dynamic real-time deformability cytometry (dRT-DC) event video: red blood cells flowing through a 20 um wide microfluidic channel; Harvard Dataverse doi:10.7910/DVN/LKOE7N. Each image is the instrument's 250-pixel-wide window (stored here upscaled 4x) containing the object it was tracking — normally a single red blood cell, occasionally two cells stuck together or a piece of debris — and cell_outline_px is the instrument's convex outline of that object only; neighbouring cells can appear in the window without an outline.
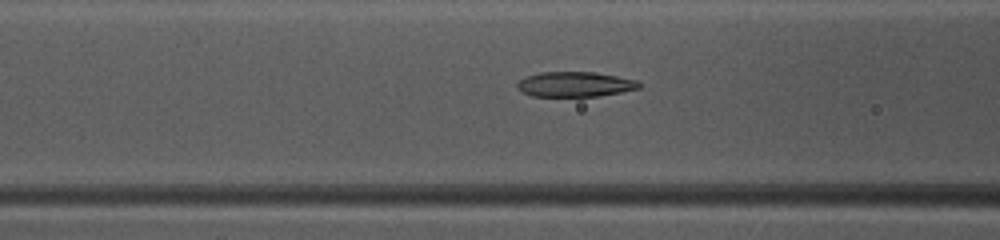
{"species": "common noctule bat (a hibernating species)", "species_latin": "Nyctalus noctula", "temperature_condition": "warm", "stored_images_in_passage": 49, "camera_frame_rate_fps": 3000, "um_per_image_px": 0.085, "animal": {"sex": "female", "body_mass_g": 10.0, "forearm_length_mm": 53.1}, "frame": {"image": 1, "passage_image": 20, "time_ms": 6.333, "image_size_px": [1000, 240], "cell_outline_px": [[640, 88], [600, 96], [532, 96], [520, 92], [516, 88], [516, 84], [520, 80], [528, 76], [540, 72], [592, 72], [640, 80]], "centroid_in_image_um": [48.86, 7.17], "position_along_channel_um": 117.7, "area_um2": 17.8}}
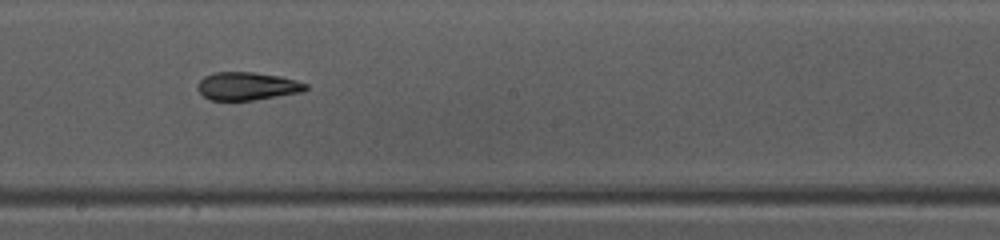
{"frame": {"image": 2, "passage_image": 28, "time_ms": 9.0, "image_size_px": [1000, 240], "cell_outline_px": [[308, 88], [304, 92], [252, 100], [208, 100], [196, 88], [200, 80], [204, 76], [212, 72], [252, 72], [280, 76], [296, 80], [308, 84]], "centroid_in_image_um": [21.01, 7.32], "position_along_channel_um": 227.2, "area_um2": 17.74}}
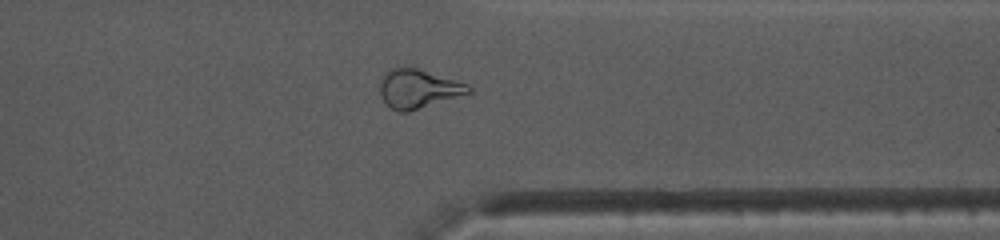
{"frame": {"image": 3, "passage_image": 39, "time_ms": 12.667, "image_size_px": [1000, 240], "cell_outline_px": [[472, 92], [408, 112], [400, 112], [392, 108], [384, 100], [380, 92], [380, 80], [384, 72], [392, 68], [404, 64], [460, 80], [468, 84], [472, 88]], "centroid_in_image_um": [35.56, 7.49], "position_along_channel_um": 375.8, "area_um2": 20.46}}